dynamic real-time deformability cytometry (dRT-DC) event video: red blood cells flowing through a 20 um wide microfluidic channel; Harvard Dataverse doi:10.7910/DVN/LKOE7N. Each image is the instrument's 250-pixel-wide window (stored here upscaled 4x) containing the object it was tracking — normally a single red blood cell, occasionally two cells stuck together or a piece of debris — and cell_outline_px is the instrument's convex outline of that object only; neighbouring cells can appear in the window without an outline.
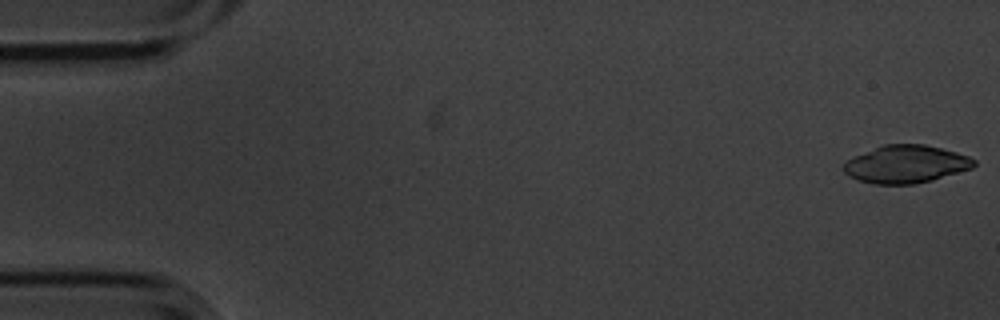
{"species": "common noctule bat (a hibernating species)", "species_latin": "Nyctalus noctula", "temperature_condition": "cold", "stored_images_in_passage": 5, "camera_frame_rate_fps": 3000, "um_per_image_px": 0.085, "animal": {"sex": "male", "body_mass_g": 20.1, "forearm_length_mm": 53.5}, "frame": {"image": 1, "passage_image": 1, "time_ms": 0.0, "image_size_px": [1000, 320], "cell_outline_px": [[976, 164], [972, 168], [932, 180], [916, 184], [876, 184], [860, 180], [848, 176], [840, 168], [848, 160], [856, 156], [884, 144], [924, 144], [956, 152], [968, 156], [976, 160]], "centroid_in_image_um": [77.01, 13.96], "position_along_channel_um": 8.0, "area_um2": 28.44}}